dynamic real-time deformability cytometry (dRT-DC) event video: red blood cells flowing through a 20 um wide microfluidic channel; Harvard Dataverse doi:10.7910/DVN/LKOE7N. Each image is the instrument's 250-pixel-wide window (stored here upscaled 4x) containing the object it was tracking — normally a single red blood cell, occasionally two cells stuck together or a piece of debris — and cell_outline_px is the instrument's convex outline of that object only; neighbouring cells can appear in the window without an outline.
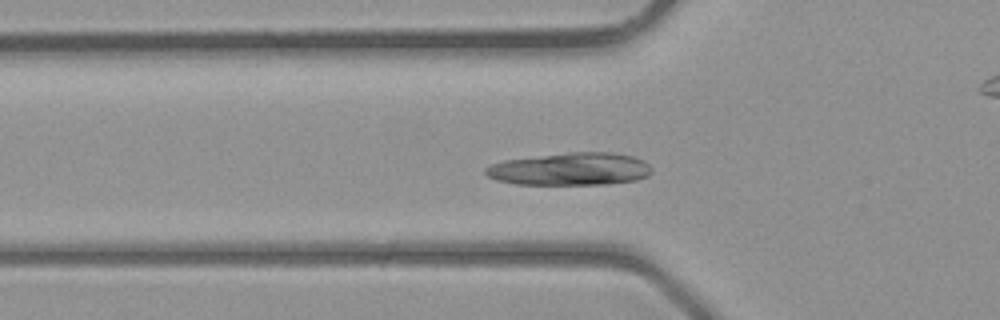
{"species": "common noctule bat (a hibernating species)", "species_latin": "Nyctalus noctula", "temperature_condition": "room temperature", "stored_images_in_passage": 31, "camera_frame_rate_fps": 3000, "um_per_image_px": 0.085, "animal": {"sex": "male", "body_mass_g": 23.1, "forearm_length_mm": 52.7}, "frame": {"image": 1, "passage_image": 6, "time_ms": 1.667, "image_size_px": [1000, 320], "cell_outline_px": [[652, 172], [648, 176], [636, 180], [604, 184], [516, 184], [496, 180], [488, 176], [484, 172], [484, 168], [492, 164], [504, 160], [568, 152], [612, 152], [636, 156], [644, 160], [652, 168]], "centroid_in_image_um": [48.5, 14.36], "position_along_channel_um": 77.3, "area_um2": 31.73}}
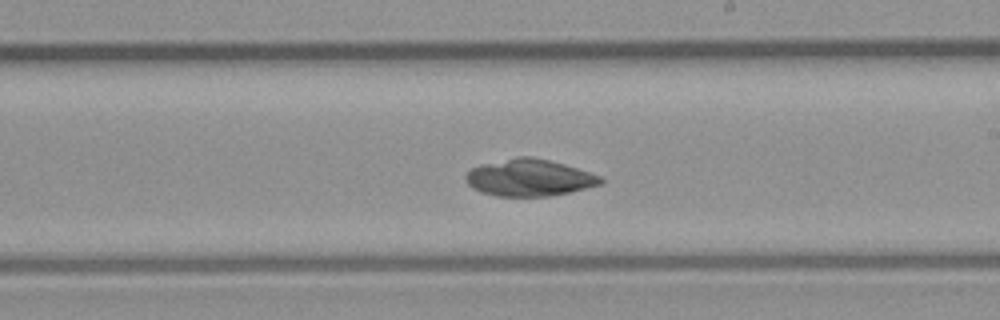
{"frame": {"image": 2, "passage_image": 16, "time_ms": 5.0, "image_size_px": [1000, 320], "cell_outline_px": [[604, 180], [600, 184], [568, 192], [548, 196], [496, 196], [480, 192], [472, 188], [464, 180], [464, 176], [472, 168], [480, 164], [520, 156], [528, 156], [548, 160], [564, 164], [600, 176]], "centroid_in_image_um": [44.92, 15.1], "position_along_channel_um": 244.1, "area_um2": 28.73}}
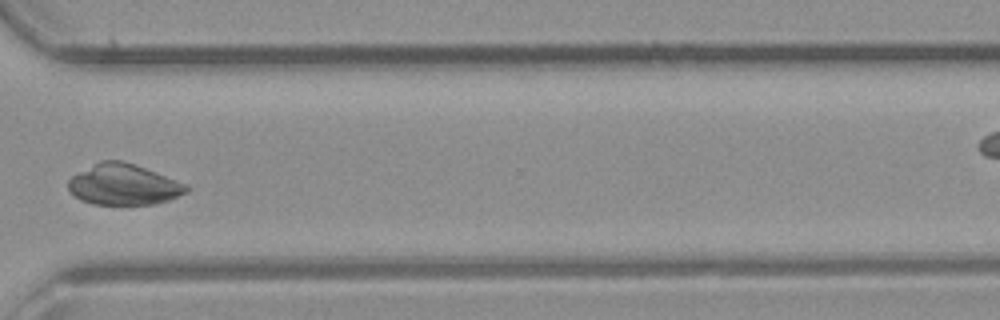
{"frame": {"image": 3, "passage_image": 23, "time_ms": 7.333, "image_size_px": [1000, 320], "cell_outline_px": [[188, 192], [168, 200], [156, 204], [92, 204], [80, 200], [68, 188], [68, 180], [72, 176], [100, 160], [120, 160], [156, 172], [188, 184]], "centroid_in_image_um": [10.51, 15.69], "position_along_channel_um": 360.1, "area_um2": 27.92}}